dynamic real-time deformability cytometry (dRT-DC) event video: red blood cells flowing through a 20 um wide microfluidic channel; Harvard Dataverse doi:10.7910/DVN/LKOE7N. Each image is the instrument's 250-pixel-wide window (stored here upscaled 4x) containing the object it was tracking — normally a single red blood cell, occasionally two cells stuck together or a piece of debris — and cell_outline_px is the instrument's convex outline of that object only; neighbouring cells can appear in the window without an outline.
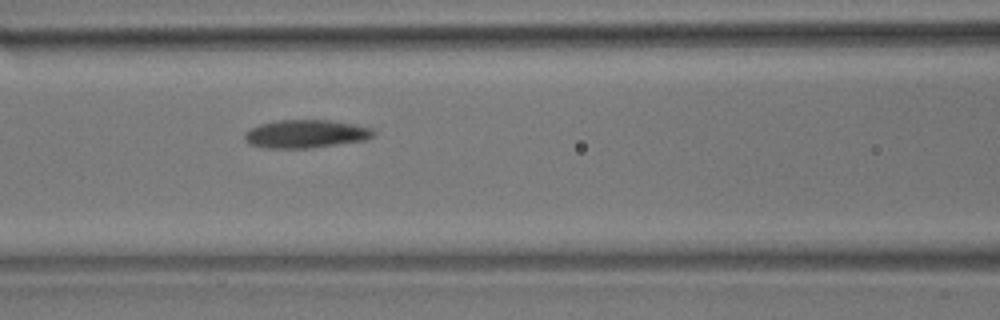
{"species": "common noctule bat (a hibernating species)", "species_latin": "Nyctalus noctula", "temperature_condition": "room temperature", "stored_images_in_passage": 4, "camera_frame_rate_fps": 3000, "um_per_image_px": 0.085, "animal": {"sex": "male", "body_mass_g": 17.9}, "frame": {"image": 1, "passage_image": 4, "time_ms": 1.0, "image_size_px": [1000, 320], "cell_outline_px": [[376, 132], [372, 136], [364, 140], [312, 148], [264, 148], [248, 144], [244, 140], [244, 132], [260, 124], [276, 120], [328, 120], [356, 124], [372, 128]], "centroid_in_image_um": [25.96, 11.38], "position_along_channel_um": 140.6, "area_um2": 21.27}}